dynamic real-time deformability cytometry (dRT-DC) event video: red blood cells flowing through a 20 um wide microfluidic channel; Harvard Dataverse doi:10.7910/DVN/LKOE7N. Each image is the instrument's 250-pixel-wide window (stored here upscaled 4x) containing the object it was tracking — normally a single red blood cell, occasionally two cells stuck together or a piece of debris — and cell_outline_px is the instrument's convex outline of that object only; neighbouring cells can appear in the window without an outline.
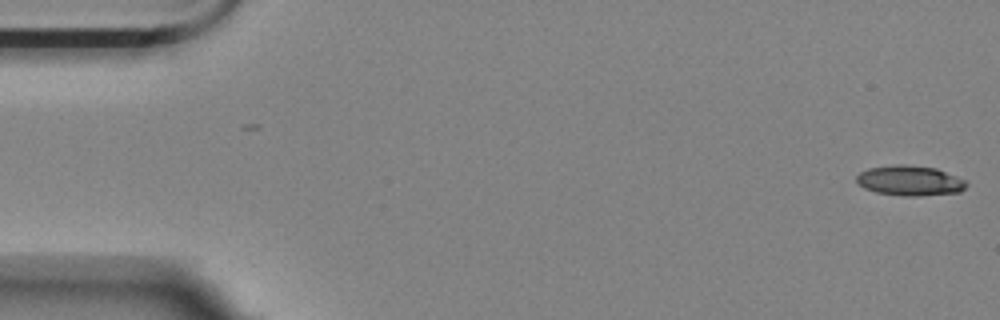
{"species": "Egyptian fruit bat (a non-hibernating species)", "species_latin": "Rousettus aegyptiacus", "temperature_condition": "room temperature", "stored_images_in_passage": 56, "camera_frame_rate_fps": 3000, "um_per_image_px": 0.085, "animal": {"sex": "female"}, "frame": {"image": 1, "passage_image": 1, "time_ms": 0.0, "image_size_px": [1000, 320], "cell_outline_px": [[968, 184], [960, 192], [920, 196], [904, 196], [876, 192], [864, 188], [856, 180], [856, 176], [860, 172], [868, 168], [896, 164], [904, 164], [936, 168], [968, 180]], "centroid_in_image_um": [77.37, 15.35], "position_along_channel_um": 7.6, "area_um2": 19.42}}
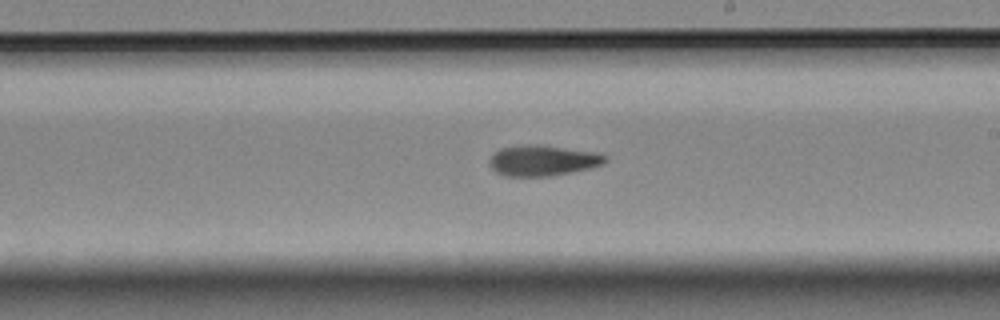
{"frame": {"image": 2, "passage_image": 32, "time_ms": 10.333, "image_size_px": [1000, 320], "cell_outline_px": [[604, 160], [600, 164], [588, 168], [552, 176], [504, 176], [496, 172], [488, 164], [488, 160], [500, 148], [528, 144], [536, 144], [592, 152], [604, 156]], "centroid_in_image_um": [46.01, 13.65], "position_along_channel_um": 243.0, "area_um2": 20.17}}
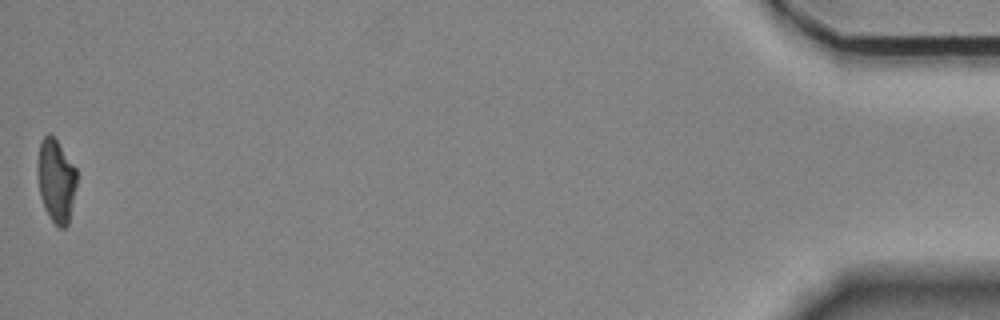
{"frame": {"image": 3, "passage_image": 56, "time_ms": 18.333, "image_size_px": [1000, 320], "cell_outline_px": [[76, 184], [68, 224], [64, 228], [60, 228], [48, 216], [44, 208], [40, 196], [40, 140], [48, 132], [56, 140], [76, 168]], "centroid_in_image_um": [4.8, 15.38], "position_along_channel_um": 430.4, "area_um2": 18.15}, "authors_computed_cell_mechanics": {"area_um2": 20.1722, "velocity_mm_per_s": 3.5404, "shape_relaxation_time_tau1_ms": null, "shape_relaxation_time_tau2_ms": 6.1022, "deformation_change_tau1": null, "deformation_change_tau2": 0.1451}}